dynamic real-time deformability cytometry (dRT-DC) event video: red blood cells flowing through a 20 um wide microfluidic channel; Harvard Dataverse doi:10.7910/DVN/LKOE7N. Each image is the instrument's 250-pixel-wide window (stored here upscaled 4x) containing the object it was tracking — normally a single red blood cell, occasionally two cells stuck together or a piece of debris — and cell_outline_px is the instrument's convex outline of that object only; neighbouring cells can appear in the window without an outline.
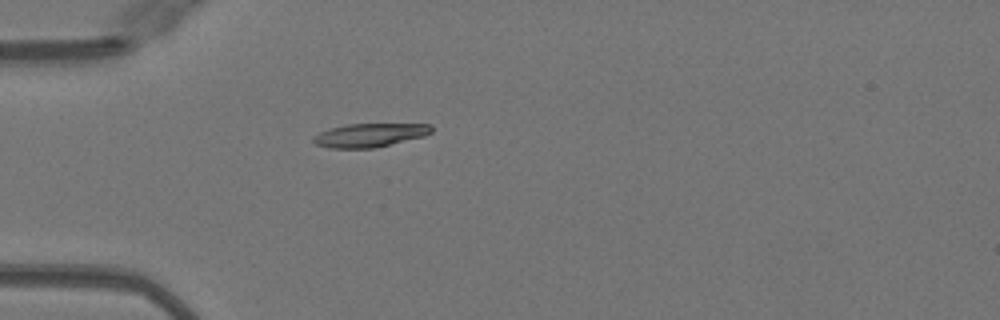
{"species": "Egyptian fruit bat (a non-hibernating species)", "species_latin": "Rousettus aegyptiacus", "temperature_condition": "warm", "stored_images_in_passage": 36, "camera_frame_rate_fps": 3000, "um_per_image_px": 0.085, "animal": {"sex": "female"}, "frame": {"image": 1, "passage_image": 1, "time_ms": 0.0, "image_size_px": [1000, 320], "cell_outline_px": [[432, 132], [424, 136], [376, 148], [328, 148], [316, 144], [312, 140], [312, 136], [328, 128], [348, 124], [432, 124]], "centroid_in_image_um": [31.41, 11.49], "position_along_channel_um": 53.6, "area_um2": 16.36}}
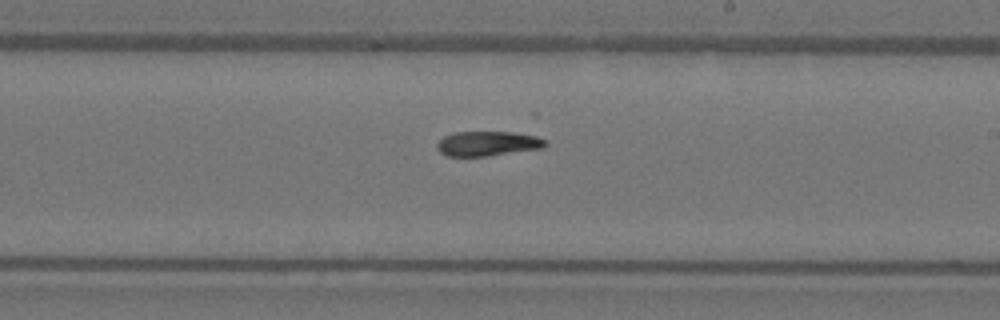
{"frame": {"image": 2, "passage_image": 16, "time_ms": 5.0, "image_size_px": [1000, 320], "cell_outline_px": [[548, 144], [544, 148], [488, 156], [448, 156], [440, 152], [436, 148], [436, 144], [444, 136], [452, 132], [512, 132], [536, 136], [548, 140]], "centroid_in_image_um": [41.48, 12.2], "position_along_channel_um": 247.5, "area_um2": 15.78}}
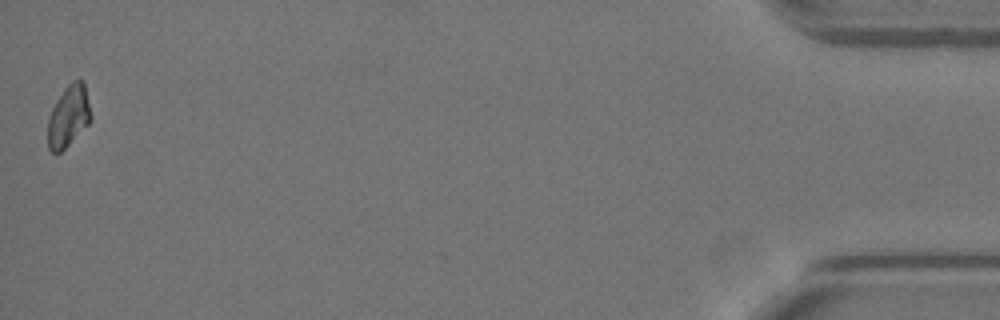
{"frame": {"image": 3, "passage_image": 36, "time_ms": 11.667, "image_size_px": [1000, 320], "cell_outline_px": [[92, 120], [60, 152], [52, 152], [48, 148], [48, 116], [56, 100], [64, 88], [72, 80], [80, 80], [84, 84], [92, 116]], "centroid_in_image_um": [5.81, 9.86], "position_along_channel_um": 429.4, "area_um2": 15.26}}